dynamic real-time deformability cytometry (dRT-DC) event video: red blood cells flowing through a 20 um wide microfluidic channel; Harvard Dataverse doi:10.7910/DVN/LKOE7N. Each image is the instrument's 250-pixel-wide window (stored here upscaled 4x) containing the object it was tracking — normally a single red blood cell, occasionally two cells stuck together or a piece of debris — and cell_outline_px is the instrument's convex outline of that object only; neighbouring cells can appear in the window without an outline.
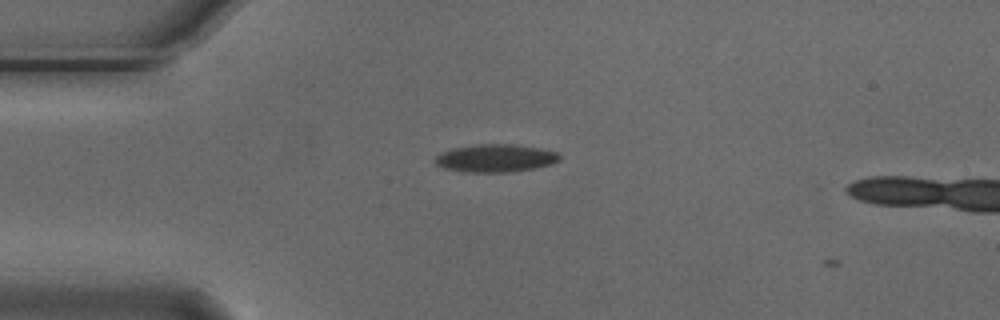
{"species": "Egyptian fruit bat (a non-hibernating species)", "species_latin": "Rousettus aegyptiacus", "temperature_condition": "cold", "stored_images_in_passage": 7, "camera_frame_rate_fps": 3000, "um_per_image_px": 0.085, "animal": {"sex": "male"}, "frame": {"image": 1, "passage_image": 6, "time_ms": 1.667, "image_size_px": [1000, 320], "cell_outline_px": [[560, 160], [552, 164], [532, 168], [508, 172], [460, 172], [444, 168], [436, 164], [436, 156], [452, 148], [480, 144], [512, 144], [540, 148], [556, 152], [560, 156]], "centroid_in_image_um": [42.12, 13.45], "position_along_channel_um": 42.9, "area_um2": 20.0}}